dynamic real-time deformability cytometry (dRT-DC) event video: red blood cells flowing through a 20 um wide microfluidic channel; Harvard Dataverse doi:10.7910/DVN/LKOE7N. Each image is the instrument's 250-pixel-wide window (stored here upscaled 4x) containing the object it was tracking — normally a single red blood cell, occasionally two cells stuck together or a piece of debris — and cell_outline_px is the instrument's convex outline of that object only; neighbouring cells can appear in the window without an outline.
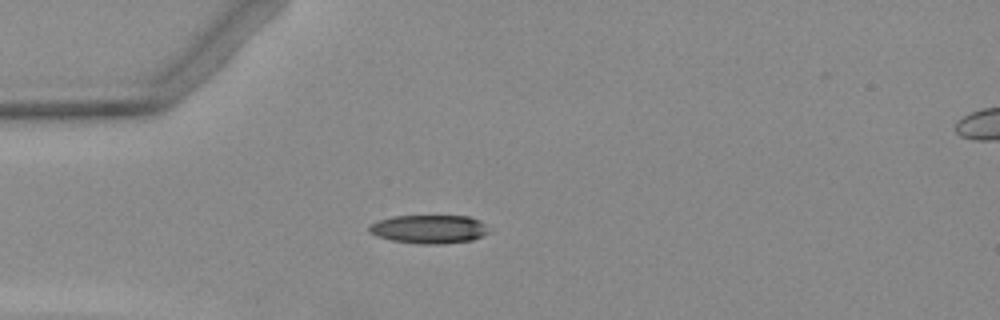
{"species": "Egyptian fruit bat (a non-hibernating species)", "species_latin": "Rousettus aegyptiacus", "temperature_condition": "warm", "stored_images_in_passage": 4, "camera_frame_rate_fps": 3000, "um_per_image_px": 0.085, "animal": {"sex": "female"}, "frame": {"image": 1, "passage_image": 4, "time_ms": 3.667, "image_size_px": [1000, 320], "cell_outline_px": [[488, 232], [472, 240], [440, 244], [420, 244], [392, 240], [376, 236], [368, 232], [368, 224], [392, 216], [468, 216], [480, 220], [484, 224]], "centroid_in_image_um": [36.41, 19.47], "position_along_channel_um": 48.6, "area_um2": 19.83}}